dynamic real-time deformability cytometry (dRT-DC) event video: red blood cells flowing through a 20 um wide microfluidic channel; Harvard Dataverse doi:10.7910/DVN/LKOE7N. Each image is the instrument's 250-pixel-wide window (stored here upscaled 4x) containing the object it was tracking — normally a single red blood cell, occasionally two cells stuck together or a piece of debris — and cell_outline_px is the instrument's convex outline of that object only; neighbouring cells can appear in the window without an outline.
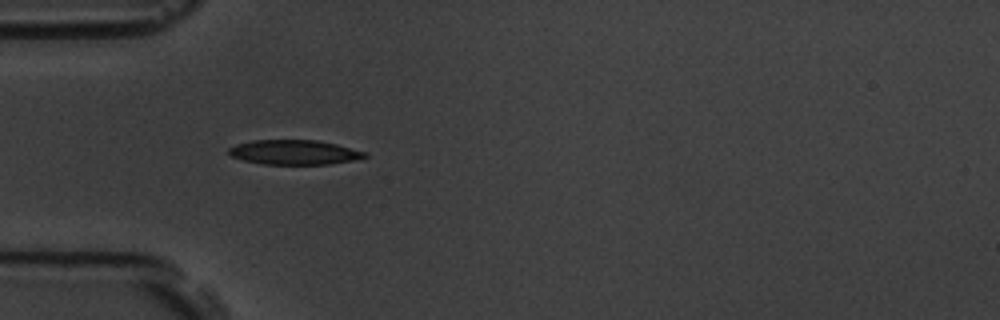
{"species": "common noctule bat (a hibernating species)", "species_latin": "Nyctalus noctula", "temperature_condition": "room temperature", "stored_images_in_passage": 5, "camera_frame_rate_fps": 3000, "um_per_image_px": 0.085, "animal": {"sex": "male", "body_mass_g": 19.5, "forearm_length_mm": 54.6}, "frame": {"image": 1, "passage_image": 4, "time_ms": 3.667, "image_size_px": [1000, 320], "cell_outline_px": [[368, 156], [352, 160], [328, 164], [264, 164], [244, 160], [232, 156], [228, 152], [228, 148], [236, 144], [252, 140], [316, 140], [336, 144], [368, 152]], "centroid_in_image_um": [25.01, 12.93], "position_along_channel_um": 60.0, "area_um2": 19.42}}
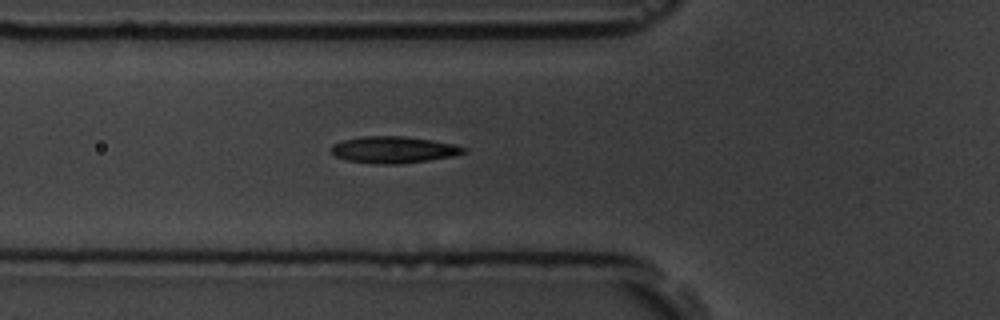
{"frame": {"image": 2, "passage_image": 5, "time_ms": 4.667, "image_size_px": [1000, 320], "cell_outline_px": [[468, 148], [464, 152], [452, 156], [428, 160], [400, 164], [376, 164], [348, 160], [336, 156], [328, 148], [332, 144], [340, 140], [364, 136], [404, 136], [432, 140], [452, 144]], "centroid_in_image_um": [33.4, 12.72], "position_along_channel_um": 92.4, "area_um2": 20.58}}